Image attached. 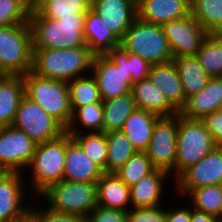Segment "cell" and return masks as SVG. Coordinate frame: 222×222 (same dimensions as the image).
<instances>
[{
    "label": "cell",
    "mask_w": 222,
    "mask_h": 222,
    "mask_svg": "<svg viewBox=\"0 0 222 222\" xmlns=\"http://www.w3.org/2000/svg\"><path fill=\"white\" fill-rule=\"evenodd\" d=\"M93 58L88 47L32 48L31 72L43 78L69 82L82 74L89 75Z\"/></svg>",
    "instance_id": "6da1fadb"
},
{
    "label": "cell",
    "mask_w": 222,
    "mask_h": 222,
    "mask_svg": "<svg viewBox=\"0 0 222 222\" xmlns=\"http://www.w3.org/2000/svg\"><path fill=\"white\" fill-rule=\"evenodd\" d=\"M85 16L86 14H75V17H61L55 20L40 17L31 10L28 24L31 30L32 48L87 47L83 33Z\"/></svg>",
    "instance_id": "7a4b0ae2"
},
{
    "label": "cell",
    "mask_w": 222,
    "mask_h": 222,
    "mask_svg": "<svg viewBox=\"0 0 222 222\" xmlns=\"http://www.w3.org/2000/svg\"><path fill=\"white\" fill-rule=\"evenodd\" d=\"M68 133H63L60 137L36 145L33 159L28 166L32 171L30 180V190L39 196L51 185L63 180L65 168L66 146L72 141ZM32 186V187H31Z\"/></svg>",
    "instance_id": "3957f363"
},
{
    "label": "cell",
    "mask_w": 222,
    "mask_h": 222,
    "mask_svg": "<svg viewBox=\"0 0 222 222\" xmlns=\"http://www.w3.org/2000/svg\"><path fill=\"white\" fill-rule=\"evenodd\" d=\"M23 80L25 96L66 129L72 117L68 82L43 78L31 71L23 75Z\"/></svg>",
    "instance_id": "277c9868"
},
{
    "label": "cell",
    "mask_w": 222,
    "mask_h": 222,
    "mask_svg": "<svg viewBox=\"0 0 222 222\" xmlns=\"http://www.w3.org/2000/svg\"><path fill=\"white\" fill-rule=\"evenodd\" d=\"M127 51L137 54L151 65L171 62L173 55L161 25L136 17L120 40Z\"/></svg>",
    "instance_id": "5b68a950"
},
{
    "label": "cell",
    "mask_w": 222,
    "mask_h": 222,
    "mask_svg": "<svg viewBox=\"0 0 222 222\" xmlns=\"http://www.w3.org/2000/svg\"><path fill=\"white\" fill-rule=\"evenodd\" d=\"M40 197L51 210L86 218L97 204V184L61 180L51 185ZM45 199V200H44Z\"/></svg>",
    "instance_id": "8992f818"
},
{
    "label": "cell",
    "mask_w": 222,
    "mask_h": 222,
    "mask_svg": "<svg viewBox=\"0 0 222 222\" xmlns=\"http://www.w3.org/2000/svg\"><path fill=\"white\" fill-rule=\"evenodd\" d=\"M217 146L200 119H189L179 114L174 180Z\"/></svg>",
    "instance_id": "52a82bcc"
},
{
    "label": "cell",
    "mask_w": 222,
    "mask_h": 222,
    "mask_svg": "<svg viewBox=\"0 0 222 222\" xmlns=\"http://www.w3.org/2000/svg\"><path fill=\"white\" fill-rule=\"evenodd\" d=\"M127 51L120 45L106 55H94L91 72L102 100L131 93L132 84L127 80Z\"/></svg>",
    "instance_id": "ba28073f"
},
{
    "label": "cell",
    "mask_w": 222,
    "mask_h": 222,
    "mask_svg": "<svg viewBox=\"0 0 222 222\" xmlns=\"http://www.w3.org/2000/svg\"><path fill=\"white\" fill-rule=\"evenodd\" d=\"M0 62L10 75H24L32 68L29 24L0 27Z\"/></svg>",
    "instance_id": "9c48e42d"
},
{
    "label": "cell",
    "mask_w": 222,
    "mask_h": 222,
    "mask_svg": "<svg viewBox=\"0 0 222 222\" xmlns=\"http://www.w3.org/2000/svg\"><path fill=\"white\" fill-rule=\"evenodd\" d=\"M178 122L179 113L160 116L156 120L151 141L145 151L153 166L167 171L170 176L175 175Z\"/></svg>",
    "instance_id": "30bf717a"
},
{
    "label": "cell",
    "mask_w": 222,
    "mask_h": 222,
    "mask_svg": "<svg viewBox=\"0 0 222 222\" xmlns=\"http://www.w3.org/2000/svg\"><path fill=\"white\" fill-rule=\"evenodd\" d=\"M12 125L25 132L37 144L52 141L65 133V128L56 119L25 95Z\"/></svg>",
    "instance_id": "8fae6325"
},
{
    "label": "cell",
    "mask_w": 222,
    "mask_h": 222,
    "mask_svg": "<svg viewBox=\"0 0 222 222\" xmlns=\"http://www.w3.org/2000/svg\"><path fill=\"white\" fill-rule=\"evenodd\" d=\"M37 143L13 125L0 127V167L8 172L28 169Z\"/></svg>",
    "instance_id": "7c38bea8"
},
{
    "label": "cell",
    "mask_w": 222,
    "mask_h": 222,
    "mask_svg": "<svg viewBox=\"0 0 222 222\" xmlns=\"http://www.w3.org/2000/svg\"><path fill=\"white\" fill-rule=\"evenodd\" d=\"M173 58L196 55L207 32L190 14L161 25Z\"/></svg>",
    "instance_id": "4fadbf2b"
},
{
    "label": "cell",
    "mask_w": 222,
    "mask_h": 222,
    "mask_svg": "<svg viewBox=\"0 0 222 222\" xmlns=\"http://www.w3.org/2000/svg\"><path fill=\"white\" fill-rule=\"evenodd\" d=\"M175 181L177 191L186 197L193 189L222 185V146H217L197 164L185 170Z\"/></svg>",
    "instance_id": "5bb4252c"
},
{
    "label": "cell",
    "mask_w": 222,
    "mask_h": 222,
    "mask_svg": "<svg viewBox=\"0 0 222 222\" xmlns=\"http://www.w3.org/2000/svg\"><path fill=\"white\" fill-rule=\"evenodd\" d=\"M23 172H7L0 180V222H11L25 216L31 207L25 206ZM24 188V189H23ZM25 192V194H24ZM24 204V205H23Z\"/></svg>",
    "instance_id": "9a60e30c"
},
{
    "label": "cell",
    "mask_w": 222,
    "mask_h": 222,
    "mask_svg": "<svg viewBox=\"0 0 222 222\" xmlns=\"http://www.w3.org/2000/svg\"><path fill=\"white\" fill-rule=\"evenodd\" d=\"M91 9L119 40L137 17V3L134 0H91Z\"/></svg>",
    "instance_id": "2e32d148"
},
{
    "label": "cell",
    "mask_w": 222,
    "mask_h": 222,
    "mask_svg": "<svg viewBox=\"0 0 222 222\" xmlns=\"http://www.w3.org/2000/svg\"><path fill=\"white\" fill-rule=\"evenodd\" d=\"M190 14V0H140L137 3V17L157 25L181 19Z\"/></svg>",
    "instance_id": "e0dca14e"
},
{
    "label": "cell",
    "mask_w": 222,
    "mask_h": 222,
    "mask_svg": "<svg viewBox=\"0 0 222 222\" xmlns=\"http://www.w3.org/2000/svg\"><path fill=\"white\" fill-rule=\"evenodd\" d=\"M63 180L97 183L104 170L91 161L83 149L72 140L66 146Z\"/></svg>",
    "instance_id": "ac0fdd59"
},
{
    "label": "cell",
    "mask_w": 222,
    "mask_h": 222,
    "mask_svg": "<svg viewBox=\"0 0 222 222\" xmlns=\"http://www.w3.org/2000/svg\"><path fill=\"white\" fill-rule=\"evenodd\" d=\"M170 177L167 171L155 169L143 177L138 183L130 186V201L132 208H152L161 206L166 179ZM165 181V183H164ZM161 203V204H160Z\"/></svg>",
    "instance_id": "d6986e66"
},
{
    "label": "cell",
    "mask_w": 222,
    "mask_h": 222,
    "mask_svg": "<svg viewBox=\"0 0 222 222\" xmlns=\"http://www.w3.org/2000/svg\"><path fill=\"white\" fill-rule=\"evenodd\" d=\"M148 78L165 95L168 102L180 112L186 103V97L173 61L151 65Z\"/></svg>",
    "instance_id": "ffe728a7"
},
{
    "label": "cell",
    "mask_w": 222,
    "mask_h": 222,
    "mask_svg": "<svg viewBox=\"0 0 222 222\" xmlns=\"http://www.w3.org/2000/svg\"><path fill=\"white\" fill-rule=\"evenodd\" d=\"M221 100L222 77H211L203 89L186 99L179 114L189 119H201L217 111Z\"/></svg>",
    "instance_id": "44dd1931"
},
{
    "label": "cell",
    "mask_w": 222,
    "mask_h": 222,
    "mask_svg": "<svg viewBox=\"0 0 222 222\" xmlns=\"http://www.w3.org/2000/svg\"><path fill=\"white\" fill-rule=\"evenodd\" d=\"M83 33L86 45L94 55H106L112 48L120 46V40L91 8L85 16Z\"/></svg>",
    "instance_id": "7402d4cb"
},
{
    "label": "cell",
    "mask_w": 222,
    "mask_h": 222,
    "mask_svg": "<svg viewBox=\"0 0 222 222\" xmlns=\"http://www.w3.org/2000/svg\"><path fill=\"white\" fill-rule=\"evenodd\" d=\"M96 184L98 206L123 211L132 208L130 188L114 172H104Z\"/></svg>",
    "instance_id": "603a6c76"
},
{
    "label": "cell",
    "mask_w": 222,
    "mask_h": 222,
    "mask_svg": "<svg viewBox=\"0 0 222 222\" xmlns=\"http://www.w3.org/2000/svg\"><path fill=\"white\" fill-rule=\"evenodd\" d=\"M131 93L139 109L158 116H173L179 113L149 78L132 84Z\"/></svg>",
    "instance_id": "cb8c5ba5"
},
{
    "label": "cell",
    "mask_w": 222,
    "mask_h": 222,
    "mask_svg": "<svg viewBox=\"0 0 222 222\" xmlns=\"http://www.w3.org/2000/svg\"><path fill=\"white\" fill-rule=\"evenodd\" d=\"M159 117L155 113L136 108L125 120L121 131L128 137L136 151H146Z\"/></svg>",
    "instance_id": "d4e9b609"
},
{
    "label": "cell",
    "mask_w": 222,
    "mask_h": 222,
    "mask_svg": "<svg viewBox=\"0 0 222 222\" xmlns=\"http://www.w3.org/2000/svg\"><path fill=\"white\" fill-rule=\"evenodd\" d=\"M24 95L23 75H10L0 80V127L12 125Z\"/></svg>",
    "instance_id": "484cf974"
},
{
    "label": "cell",
    "mask_w": 222,
    "mask_h": 222,
    "mask_svg": "<svg viewBox=\"0 0 222 222\" xmlns=\"http://www.w3.org/2000/svg\"><path fill=\"white\" fill-rule=\"evenodd\" d=\"M172 61L177 68L186 99L203 89L211 78L196 55L175 57Z\"/></svg>",
    "instance_id": "4316f807"
},
{
    "label": "cell",
    "mask_w": 222,
    "mask_h": 222,
    "mask_svg": "<svg viewBox=\"0 0 222 222\" xmlns=\"http://www.w3.org/2000/svg\"><path fill=\"white\" fill-rule=\"evenodd\" d=\"M103 132L121 130L125 120L137 108L132 93L102 100Z\"/></svg>",
    "instance_id": "83f0119b"
},
{
    "label": "cell",
    "mask_w": 222,
    "mask_h": 222,
    "mask_svg": "<svg viewBox=\"0 0 222 222\" xmlns=\"http://www.w3.org/2000/svg\"><path fill=\"white\" fill-rule=\"evenodd\" d=\"M83 128L88 133L103 132V103L88 104L72 110V117L65 132L68 134H81L85 132L82 130Z\"/></svg>",
    "instance_id": "f1b7e54d"
},
{
    "label": "cell",
    "mask_w": 222,
    "mask_h": 222,
    "mask_svg": "<svg viewBox=\"0 0 222 222\" xmlns=\"http://www.w3.org/2000/svg\"><path fill=\"white\" fill-rule=\"evenodd\" d=\"M90 8L91 0H38L34 11L40 17L58 20L61 17L86 14Z\"/></svg>",
    "instance_id": "f546056e"
},
{
    "label": "cell",
    "mask_w": 222,
    "mask_h": 222,
    "mask_svg": "<svg viewBox=\"0 0 222 222\" xmlns=\"http://www.w3.org/2000/svg\"><path fill=\"white\" fill-rule=\"evenodd\" d=\"M191 15L208 34L222 33V0H190Z\"/></svg>",
    "instance_id": "4dcf8cb0"
},
{
    "label": "cell",
    "mask_w": 222,
    "mask_h": 222,
    "mask_svg": "<svg viewBox=\"0 0 222 222\" xmlns=\"http://www.w3.org/2000/svg\"><path fill=\"white\" fill-rule=\"evenodd\" d=\"M106 140V172H115L137 151L121 130L106 132Z\"/></svg>",
    "instance_id": "1f68e13d"
},
{
    "label": "cell",
    "mask_w": 222,
    "mask_h": 222,
    "mask_svg": "<svg viewBox=\"0 0 222 222\" xmlns=\"http://www.w3.org/2000/svg\"><path fill=\"white\" fill-rule=\"evenodd\" d=\"M196 56L210 77H222V33L207 34Z\"/></svg>",
    "instance_id": "d6a6232c"
},
{
    "label": "cell",
    "mask_w": 222,
    "mask_h": 222,
    "mask_svg": "<svg viewBox=\"0 0 222 222\" xmlns=\"http://www.w3.org/2000/svg\"><path fill=\"white\" fill-rule=\"evenodd\" d=\"M89 76L83 75L68 82L72 110L88 104L102 103L97 82L92 73Z\"/></svg>",
    "instance_id": "836d02e7"
},
{
    "label": "cell",
    "mask_w": 222,
    "mask_h": 222,
    "mask_svg": "<svg viewBox=\"0 0 222 222\" xmlns=\"http://www.w3.org/2000/svg\"><path fill=\"white\" fill-rule=\"evenodd\" d=\"M87 133V134H86ZM72 139L83 149L89 159L106 172L107 140L105 132H85L70 134Z\"/></svg>",
    "instance_id": "e575fe53"
},
{
    "label": "cell",
    "mask_w": 222,
    "mask_h": 222,
    "mask_svg": "<svg viewBox=\"0 0 222 222\" xmlns=\"http://www.w3.org/2000/svg\"><path fill=\"white\" fill-rule=\"evenodd\" d=\"M155 169L146 152L137 151L114 173L130 187Z\"/></svg>",
    "instance_id": "d590c367"
},
{
    "label": "cell",
    "mask_w": 222,
    "mask_h": 222,
    "mask_svg": "<svg viewBox=\"0 0 222 222\" xmlns=\"http://www.w3.org/2000/svg\"><path fill=\"white\" fill-rule=\"evenodd\" d=\"M188 195L193 209L218 218V209L222 201V185L202 186L193 189Z\"/></svg>",
    "instance_id": "8d00e7d4"
},
{
    "label": "cell",
    "mask_w": 222,
    "mask_h": 222,
    "mask_svg": "<svg viewBox=\"0 0 222 222\" xmlns=\"http://www.w3.org/2000/svg\"><path fill=\"white\" fill-rule=\"evenodd\" d=\"M30 11L20 0H0V27L27 24Z\"/></svg>",
    "instance_id": "74e56055"
},
{
    "label": "cell",
    "mask_w": 222,
    "mask_h": 222,
    "mask_svg": "<svg viewBox=\"0 0 222 222\" xmlns=\"http://www.w3.org/2000/svg\"><path fill=\"white\" fill-rule=\"evenodd\" d=\"M151 64L137 54L127 52V80L134 84L148 78Z\"/></svg>",
    "instance_id": "f35d334b"
},
{
    "label": "cell",
    "mask_w": 222,
    "mask_h": 222,
    "mask_svg": "<svg viewBox=\"0 0 222 222\" xmlns=\"http://www.w3.org/2000/svg\"><path fill=\"white\" fill-rule=\"evenodd\" d=\"M33 222H85V218L76 214L60 213L50 208H30Z\"/></svg>",
    "instance_id": "ab89813d"
},
{
    "label": "cell",
    "mask_w": 222,
    "mask_h": 222,
    "mask_svg": "<svg viewBox=\"0 0 222 222\" xmlns=\"http://www.w3.org/2000/svg\"><path fill=\"white\" fill-rule=\"evenodd\" d=\"M127 222H166V209L162 206L130 208L127 211Z\"/></svg>",
    "instance_id": "60d3db41"
},
{
    "label": "cell",
    "mask_w": 222,
    "mask_h": 222,
    "mask_svg": "<svg viewBox=\"0 0 222 222\" xmlns=\"http://www.w3.org/2000/svg\"><path fill=\"white\" fill-rule=\"evenodd\" d=\"M85 222H127V211L97 205L85 218Z\"/></svg>",
    "instance_id": "b9f144b4"
},
{
    "label": "cell",
    "mask_w": 222,
    "mask_h": 222,
    "mask_svg": "<svg viewBox=\"0 0 222 222\" xmlns=\"http://www.w3.org/2000/svg\"><path fill=\"white\" fill-rule=\"evenodd\" d=\"M218 146H222V114L214 111L200 119Z\"/></svg>",
    "instance_id": "7bdbcfd3"
},
{
    "label": "cell",
    "mask_w": 222,
    "mask_h": 222,
    "mask_svg": "<svg viewBox=\"0 0 222 222\" xmlns=\"http://www.w3.org/2000/svg\"><path fill=\"white\" fill-rule=\"evenodd\" d=\"M190 207H180L177 209H167L166 208V222H190L191 209Z\"/></svg>",
    "instance_id": "ee69618b"
},
{
    "label": "cell",
    "mask_w": 222,
    "mask_h": 222,
    "mask_svg": "<svg viewBox=\"0 0 222 222\" xmlns=\"http://www.w3.org/2000/svg\"><path fill=\"white\" fill-rule=\"evenodd\" d=\"M190 222H219V220L216 216L197 211L191 206Z\"/></svg>",
    "instance_id": "f6af8a7d"
},
{
    "label": "cell",
    "mask_w": 222,
    "mask_h": 222,
    "mask_svg": "<svg viewBox=\"0 0 222 222\" xmlns=\"http://www.w3.org/2000/svg\"><path fill=\"white\" fill-rule=\"evenodd\" d=\"M21 2H23L30 10H34L38 0H20Z\"/></svg>",
    "instance_id": "bcb514c9"
},
{
    "label": "cell",
    "mask_w": 222,
    "mask_h": 222,
    "mask_svg": "<svg viewBox=\"0 0 222 222\" xmlns=\"http://www.w3.org/2000/svg\"><path fill=\"white\" fill-rule=\"evenodd\" d=\"M11 222H33V216L28 212L25 216L20 219Z\"/></svg>",
    "instance_id": "7dc6e473"
},
{
    "label": "cell",
    "mask_w": 222,
    "mask_h": 222,
    "mask_svg": "<svg viewBox=\"0 0 222 222\" xmlns=\"http://www.w3.org/2000/svg\"><path fill=\"white\" fill-rule=\"evenodd\" d=\"M9 76L10 74L5 70L2 63L0 62V80L5 79Z\"/></svg>",
    "instance_id": "c3c4849f"
},
{
    "label": "cell",
    "mask_w": 222,
    "mask_h": 222,
    "mask_svg": "<svg viewBox=\"0 0 222 222\" xmlns=\"http://www.w3.org/2000/svg\"><path fill=\"white\" fill-rule=\"evenodd\" d=\"M218 220H219V222H222V201H221L219 209H218Z\"/></svg>",
    "instance_id": "681fc988"
},
{
    "label": "cell",
    "mask_w": 222,
    "mask_h": 222,
    "mask_svg": "<svg viewBox=\"0 0 222 222\" xmlns=\"http://www.w3.org/2000/svg\"><path fill=\"white\" fill-rule=\"evenodd\" d=\"M8 171L2 167H0V180Z\"/></svg>",
    "instance_id": "f907efd6"
},
{
    "label": "cell",
    "mask_w": 222,
    "mask_h": 222,
    "mask_svg": "<svg viewBox=\"0 0 222 222\" xmlns=\"http://www.w3.org/2000/svg\"><path fill=\"white\" fill-rule=\"evenodd\" d=\"M217 111L222 114V100H221V102L219 103V106H218Z\"/></svg>",
    "instance_id": "816d5d0a"
}]
</instances>
